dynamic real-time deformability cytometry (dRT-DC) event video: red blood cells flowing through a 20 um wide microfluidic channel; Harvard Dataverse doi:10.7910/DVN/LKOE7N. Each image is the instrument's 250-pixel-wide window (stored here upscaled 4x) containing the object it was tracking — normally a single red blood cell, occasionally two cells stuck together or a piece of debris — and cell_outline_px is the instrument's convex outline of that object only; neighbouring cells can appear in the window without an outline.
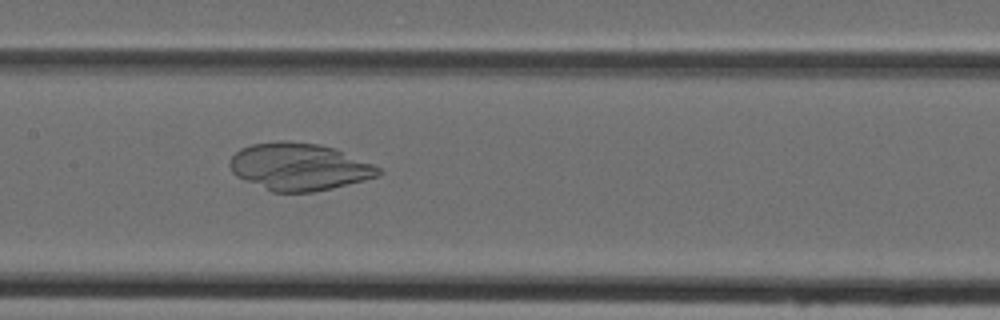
{"species": "Egyptian fruit bat (a non-hibernating species)", "species_latin": "Rousettus aegyptiacus", "temperature_condition": "cold", "stored_images_in_passage": 39, "camera_frame_rate_fps": 3000, "um_per_image_px": 0.085, "animal": {"sex": "female"}, "frame": {"image": 1, "passage_image": 15, "time_ms": 4.667, "image_size_px": [1000, 320], "cell_outline_px": [[384, 172], [380, 176], [332, 188], [312, 192], [272, 192], [244, 180], [236, 176], [232, 172], [228, 164], [232, 156], [240, 148], [252, 144], [280, 140], [288, 140], [320, 144], [336, 148], [372, 164], [380, 168]], "centroid_in_image_um": [25.42, 14.16], "position_along_channel_um": 182.0, "area_um2": 41.21}}
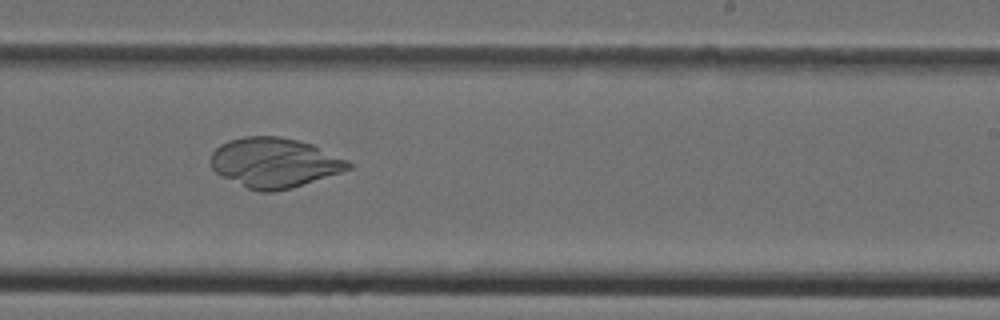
{"frame": {"image": 2, "passage_image": 21, "time_ms": 6.667, "image_size_px": [1000, 320], "cell_outline_px": [[352, 168], [292, 188], [272, 192], [260, 192], [248, 188], [220, 176], [212, 168], [212, 152], [220, 144], [228, 140], [244, 136], [280, 136], [300, 140], [312, 144], [348, 160], [352, 164]], "centroid_in_image_um": [23.32, 13.82], "position_along_channel_um": 265.7, "area_um2": 39.94}}
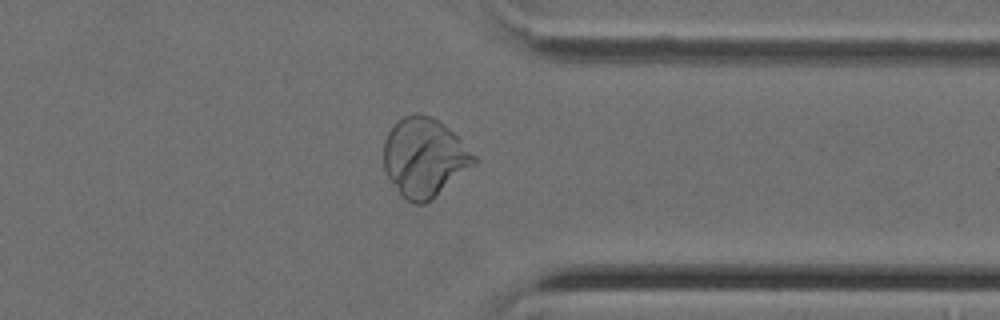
{"frame": {"image": 3, "passage_image": 29, "time_ms": 9.333, "image_size_px": [1000, 320], "cell_outline_px": [[476, 164], [432, 200], [424, 204], [416, 204], [408, 200], [400, 192], [384, 172], [384, 140], [388, 132], [396, 120], [404, 116], [416, 112], [420, 112], [432, 116], [448, 128], [476, 156]], "centroid_in_image_um": [36.06, 13.37], "position_along_channel_um": 375.3, "area_um2": 41.5}}